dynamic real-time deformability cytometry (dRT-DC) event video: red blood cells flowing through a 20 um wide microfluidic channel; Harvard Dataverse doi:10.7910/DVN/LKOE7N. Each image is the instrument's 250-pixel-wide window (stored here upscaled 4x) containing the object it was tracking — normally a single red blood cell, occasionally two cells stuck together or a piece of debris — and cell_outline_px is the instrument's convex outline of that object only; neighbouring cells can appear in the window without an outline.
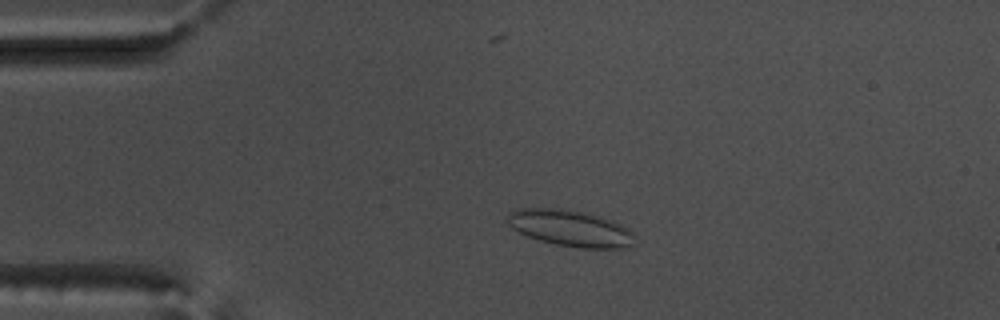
{"species": "common noctule bat (a hibernating species)", "species_latin": "Nyctalus noctula", "temperature_condition": "warm", "stored_images_in_passage": 54, "camera_frame_rate_fps": 3000, "um_per_image_px": 0.085, "animal": {"sex": "male", "body_mass_g": 17.5, "forearm_length_mm": 52.3}, "frame": {"image": 1, "passage_image": 11, "time_ms": 3.333, "image_size_px": [1000, 320], "cell_outline_px": [[636, 236], [624, 248], [580, 248], [556, 244], [540, 240], [528, 236], [512, 228], [508, 224], [508, 216], [512, 212], [520, 208], [560, 208], [580, 212], [596, 216], [620, 224], [628, 228]], "centroid_in_image_um": [48.45, 19.4], "position_along_channel_um": 36.5, "area_um2": 26.3}}
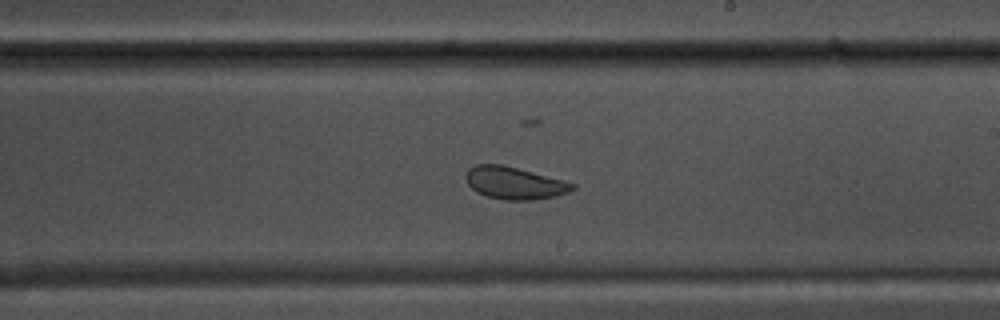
{"frame": {"image": 2, "passage_image": 31, "time_ms": 10.0, "image_size_px": [1000, 320], "cell_outline_px": [[576, 188], [568, 192], [556, 196], [536, 200], [504, 200], [488, 196], [476, 192], [468, 184], [464, 176], [468, 168], [476, 164], [500, 164], [516, 168], [576, 184]], "centroid_in_image_um": [43.69, 15.57], "position_along_channel_um": 245.3, "area_um2": 19.94}}
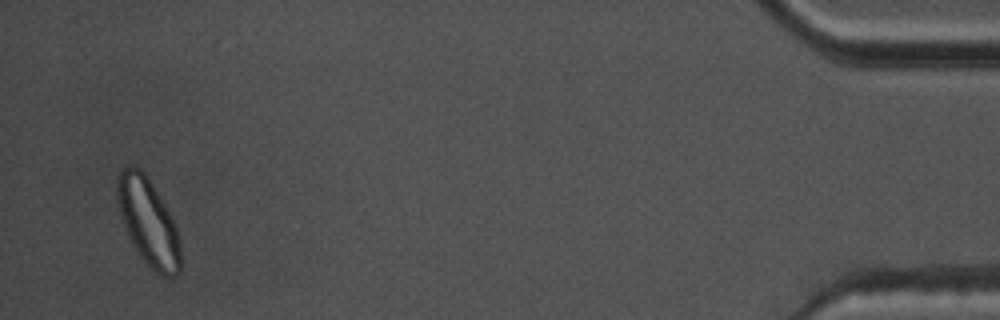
{"frame": {"image": 3, "passage_image": 52, "time_ms": 17.0, "image_size_px": [1000, 320], "cell_outline_px": [[180, 272], [176, 276], [160, 276], [136, 252], [132, 244], [120, 216], [116, 200], [116, 184], [120, 172], [124, 168], [132, 164], [140, 168], [144, 172], [164, 204], [176, 228], [180, 244]], "centroid_in_image_um": [12.57, 18.87], "position_along_channel_um": 422.6, "area_um2": 31.85}, "authors_computed_cell_mechanics": {"area_um2": 24.6806, "velocity_mm_per_s": 3.6945, "shape_relaxation_time_tau1_ms": 11.1592, "shape_relaxation_time_tau2_ms": 1.2301, "deformation_change_tau1": 0.1652, "deformation_change_tau2": 0.0691}}